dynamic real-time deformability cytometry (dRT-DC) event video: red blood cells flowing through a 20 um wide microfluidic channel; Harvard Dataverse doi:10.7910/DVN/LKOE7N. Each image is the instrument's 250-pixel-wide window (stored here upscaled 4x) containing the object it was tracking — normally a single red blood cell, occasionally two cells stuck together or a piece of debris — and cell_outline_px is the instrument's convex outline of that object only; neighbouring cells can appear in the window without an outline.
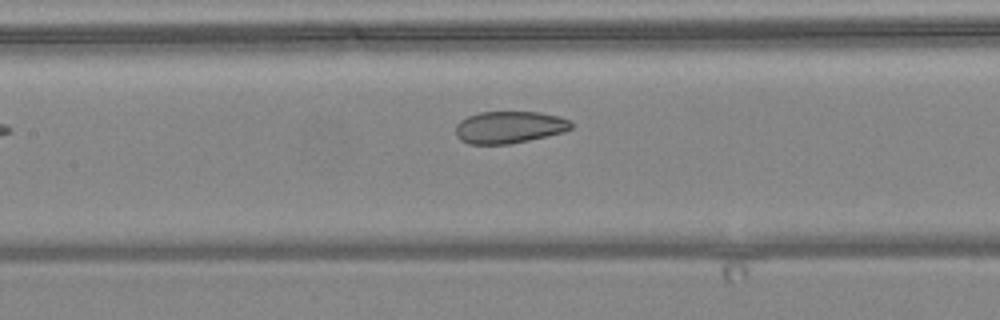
{"species": "common noctule bat (a hibernating species)", "species_latin": "Nyctalus noctula", "temperature_condition": "warm", "stored_images_in_passage": 7, "segment_of_instrument_passage": [2, 2], "camera_frame_rate_fps": 3000, "um_per_image_px": 0.085, "animal": {"sex": "female", "body_mass_g": 24.6, "forearm_length_mm": 56.2}, "frame": {"image": 1, "passage_image": 7, "time_ms": 7.0, "image_size_px": [1000, 320], "cell_outline_px": [[572, 128], [564, 132], [528, 140], [508, 144], [468, 144], [460, 140], [456, 136], [456, 124], [460, 120], [468, 116], [480, 112], [540, 112], [560, 116], [568, 120], [572, 124]], "centroid_in_image_um": [43.27, 10.81], "position_along_channel_um": 164.1, "area_um2": 21.62}}